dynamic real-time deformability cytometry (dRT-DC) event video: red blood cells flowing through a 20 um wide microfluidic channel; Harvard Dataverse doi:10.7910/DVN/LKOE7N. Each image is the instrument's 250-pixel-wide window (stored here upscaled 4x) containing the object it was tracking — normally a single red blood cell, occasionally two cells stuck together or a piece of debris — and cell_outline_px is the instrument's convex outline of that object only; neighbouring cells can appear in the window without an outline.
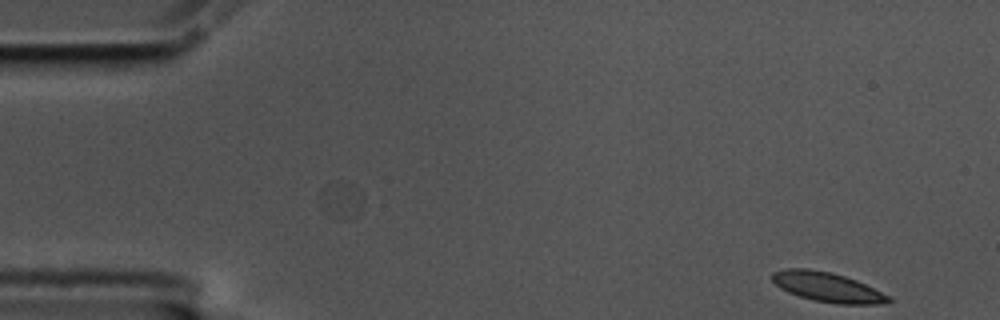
{"species": "common noctule bat (a hibernating species)", "species_latin": "Nyctalus noctula", "temperature_condition": "cold", "stored_images_in_passage": 56, "camera_frame_rate_fps": 3000, "um_per_image_px": 0.085, "animal": {"sex": "male", "body_mass_g": 17.5, "forearm_length_mm": 52.3}, "frame": {"image": 1, "passage_image": 1, "time_ms": 0.0, "image_size_px": [1000, 320], "cell_outline_px": [[892, 300], [888, 304], [836, 304], [812, 300], [788, 292], [780, 288], [772, 280], [772, 272], [784, 268], [808, 268], [828, 272], [844, 276], [856, 280], [892, 296]], "centroid_in_image_um": [70.36, 24.41], "position_along_channel_um": 14.6, "area_um2": 20.23}}
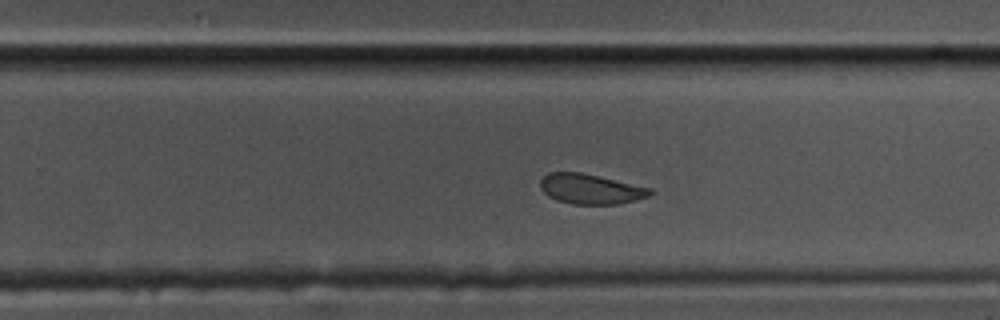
{"frame": {"image": 2, "passage_image": 34, "time_ms": 11.0, "image_size_px": [1000, 320], "cell_outline_px": [[652, 192], [648, 196], [636, 200], [616, 204], [572, 204], [556, 200], [548, 196], [540, 188], [540, 180], [548, 172], [580, 172], [652, 188]], "centroid_in_image_um": [50.17, 16.06], "position_along_channel_um": 279.6, "area_um2": 19.13}}
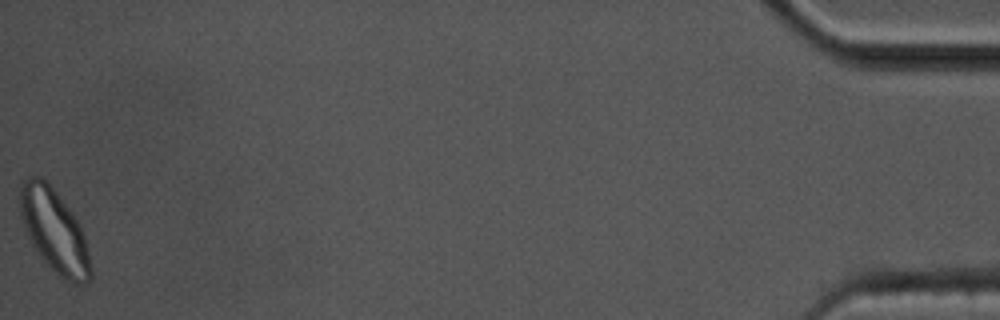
{"frame": {"image": 3, "passage_image": 56, "time_ms": 18.333, "image_size_px": [1000, 320], "cell_outline_px": [[92, 280], [84, 284], [76, 284], [60, 276], [44, 260], [32, 244], [24, 228], [20, 216], [20, 184], [28, 176], [40, 176], [56, 192], [72, 212], [80, 224], [88, 248], [92, 268]], "centroid_in_image_um": [4.64, 19.62], "position_along_channel_um": 430.6, "area_um2": 33.99}, "authors_computed_cell_mechanics": {"area_um2": 20.4901, "velocity_mm_per_s": 3.3943, "shape_relaxation_time_tau1_ms": 5.9543, "shape_relaxation_time_tau2_ms": 2.3904, "deformation_change_tau1": 0.1205, "deformation_change_tau2": 0.0554}}